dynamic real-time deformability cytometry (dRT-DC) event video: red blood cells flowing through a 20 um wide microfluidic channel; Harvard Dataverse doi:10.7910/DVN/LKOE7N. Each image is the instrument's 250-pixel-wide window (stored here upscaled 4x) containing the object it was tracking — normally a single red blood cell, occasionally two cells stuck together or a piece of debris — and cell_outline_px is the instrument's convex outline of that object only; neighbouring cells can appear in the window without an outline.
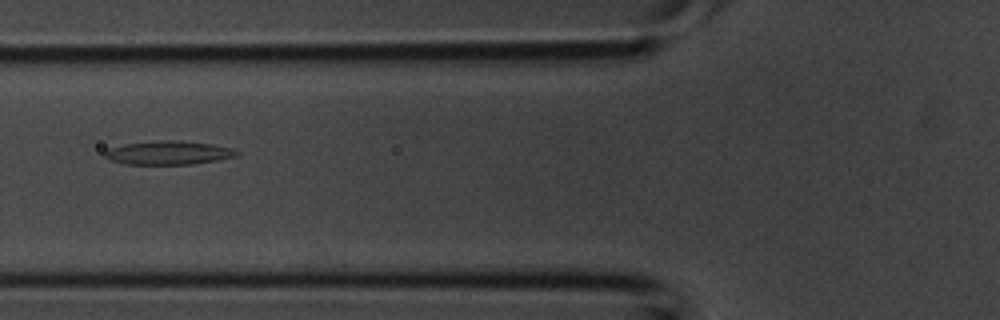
{"species": "common noctule bat (a hibernating species)", "species_latin": "Nyctalus noctula", "temperature_condition": "room temperature", "stored_images_in_passage": 2, "camera_frame_rate_fps": 3000, "um_per_image_px": 0.085, "animal": {"sex": "male", "body_mass_g": 20.1, "forearm_length_mm": 53.5}, "frame": {"image": 1, "passage_image": 2, "time_ms": 0.333, "image_size_px": [1000, 320], "cell_outline_px": [[240, 152], [236, 156], [220, 160], [192, 164], [124, 164], [108, 160], [104, 156], [104, 152], [108, 148], [124, 144], [156, 140], [180, 140], [212, 144], [232, 148]], "centroid_in_image_um": [14.3, 12.98], "position_along_channel_um": 111.5, "area_um2": 18.44}}